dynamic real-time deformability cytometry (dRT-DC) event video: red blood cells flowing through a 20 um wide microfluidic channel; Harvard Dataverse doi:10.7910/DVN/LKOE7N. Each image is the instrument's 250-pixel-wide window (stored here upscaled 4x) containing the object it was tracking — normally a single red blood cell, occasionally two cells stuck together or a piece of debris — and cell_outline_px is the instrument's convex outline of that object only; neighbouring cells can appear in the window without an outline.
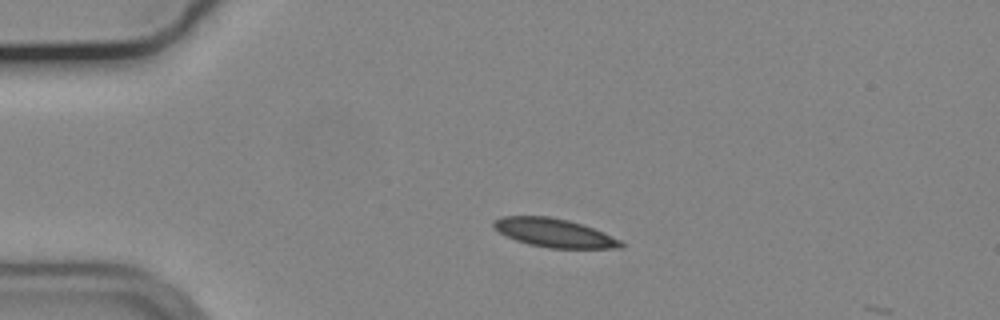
{"species": "common noctule bat (a hibernating species)", "species_latin": "Nyctalus noctula", "temperature_condition": "cold", "stored_images_in_passage": 3, "camera_frame_rate_fps": 3000, "um_per_image_px": 0.085, "animal": {"sex": "male", "body_mass_g": 19.2, "forearm_length_mm": 51.8}, "frame": {"image": 1, "passage_image": 1, "time_ms": 0.0, "image_size_px": [1000, 320], "cell_outline_px": [[624, 244], [620, 248], [548, 248], [528, 244], [516, 240], [500, 232], [492, 224], [500, 216], [548, 216], [568, 220], [604, 232], [620, 240]], "centroid_in_image_um": [47.11, 19.79], "position_along_channel_um": 37.9, "area_um2": 20.92}}